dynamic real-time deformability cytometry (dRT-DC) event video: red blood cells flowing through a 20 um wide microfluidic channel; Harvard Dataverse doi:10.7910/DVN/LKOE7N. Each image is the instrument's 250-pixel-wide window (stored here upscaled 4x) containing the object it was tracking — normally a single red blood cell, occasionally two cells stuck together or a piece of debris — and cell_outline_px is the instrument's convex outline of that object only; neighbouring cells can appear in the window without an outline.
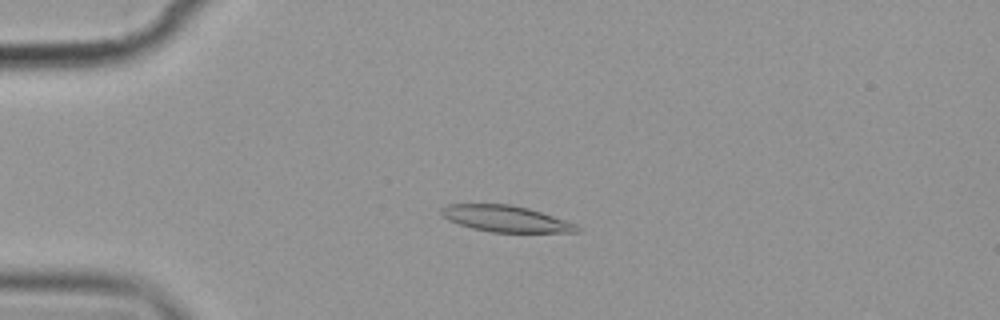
{"species": "common noctule bat (a hibernating species)", "species_latin": "Nyctalus noctula", "temperature_condition": "cold", "stored_images_in_passage": 9, "camera_frame_rate_fps": 3000, "um_per_image_px": 0.085, "animal": {"sex": "female", "body_mass_g": 19.9}, "frame": {"image": 1, "passage_image": 4, "time_ms": 3.333, "image_size_px": [1000, 320], "cell_outline_px": [[580, 232], [492, 232], [472, 228], [448, 220], [440, 212], [440, 208], [448, 204], [508, 204], [528, 208], [576, 224], [580, 228]], "centroid_in_image_um": [42.96, 18.59], "position_along_channel_um": 42.0, "area_um2": 20.52}}
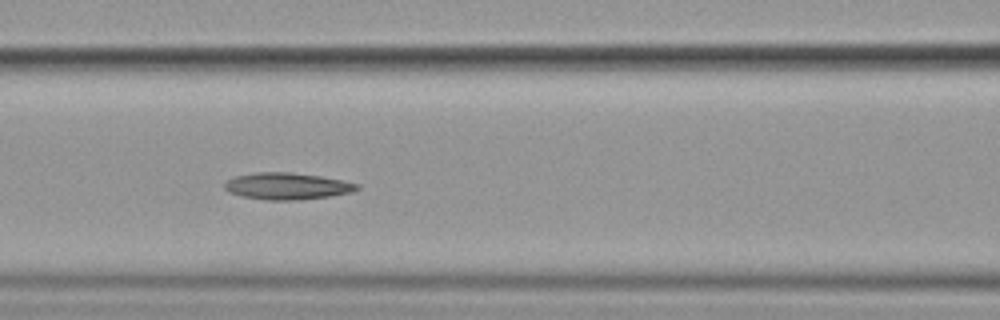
{"frame": {"image": 2, "passage_image": 7, "time_ms": 7.0, "image_size_px": [1000, 320], "cell_outline_px": [[360, 188], [352, 192], [328, 196], [300, 200], [264, 200], [240, 196], [228, 192], [224, 188], [224, 184], [228, 180], [236, 176], [256, 172], [288, 172], [320, 176], [344, 180], [360, 184]], "centroid_in_image_um": [24.41, 15.82], "position_along_channel_um": 142.2, "area_um2": 20.75}}
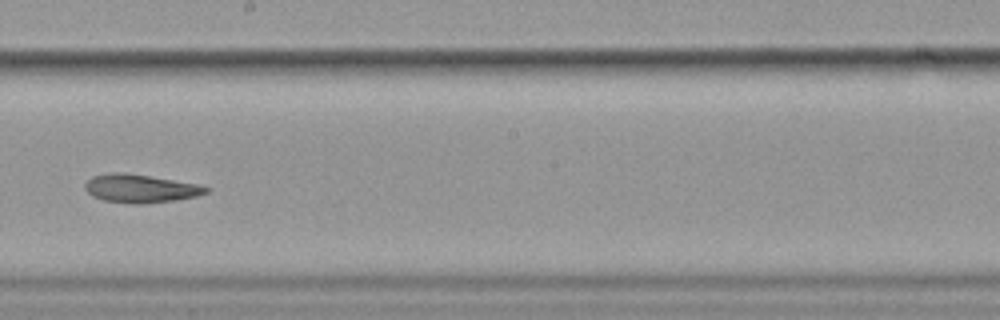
{"frame": {"image": 3, "passage_image": 9, "time_ms": 9.667, "image_size_px": [1000, 320], "cell_outline_px": [[208, 192], [196, 196], [176, 200], [144, 204], [136, 204], [104, 200], [92, 196], [84, 188], [84, 184], [92, 176], [116, 172], [124, 172], [196, 184], [208, 188]], "centroid_in_image_um": [11.89, 16.03], "position_along_channel_um": 236.3, "area_um2": 19.65}}